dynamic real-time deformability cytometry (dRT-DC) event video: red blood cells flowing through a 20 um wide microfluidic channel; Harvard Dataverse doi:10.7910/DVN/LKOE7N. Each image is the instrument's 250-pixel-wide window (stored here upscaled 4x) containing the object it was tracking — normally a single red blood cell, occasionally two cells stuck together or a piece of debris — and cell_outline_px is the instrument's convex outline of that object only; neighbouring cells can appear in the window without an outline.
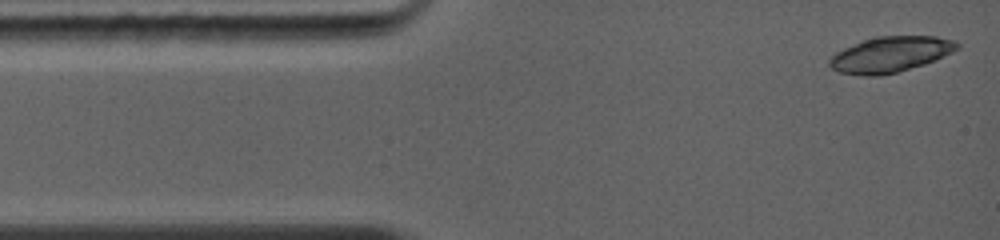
{"species": "common noctule bat (a hibernating species)", "species_latin": "Nyctalus noctula", "temperature_condition": "warm", "stored_images_in_passage": 2, "camera_frame_rate_fps": 5000, "um_per_image_px": 0.085, "animal": {"sex": "female", "body_mass_g": 19.0, "forearm_length_mm": 56.7}, "frame": {"image": 1, "passage_image": 1, "time_ms": 0.0, "image_size_px": [1000, 240], "cell_outline_px": [[960, 48], [952, 52], [924, 64], [896, 72], [880, 76], [864, 76], [840, 72], [832, 68], [828, 64], [828, 60], [836, 52], [844, 48], [864, 40], [876, 36], [936, 36], [956, 40], [960, 44]], "centroid_in_image_um": [75.69, 4.62], "position_along_channel_um": 9.3, "area_um2": 26.41}}